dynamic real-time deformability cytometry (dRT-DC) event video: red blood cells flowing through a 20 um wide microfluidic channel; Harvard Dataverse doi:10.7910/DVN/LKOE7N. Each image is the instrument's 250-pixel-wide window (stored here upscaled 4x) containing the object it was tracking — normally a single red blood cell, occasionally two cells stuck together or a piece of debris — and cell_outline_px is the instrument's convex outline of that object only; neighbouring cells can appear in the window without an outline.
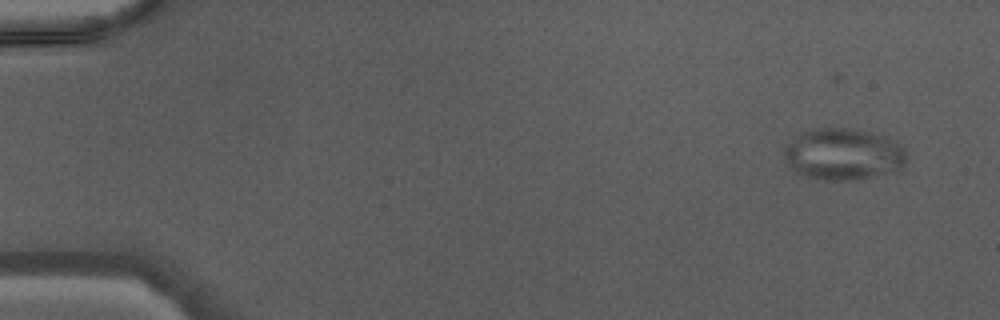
{"species": "Egyptian fruit bat (a non-hibernating species)", "species_latin": "Rousettus aegyptiacus", "temperature_condition": "warm", "stored_images_in_passage": 44, "camera_frame_rate_fps": 3000, "um_per_image_px": 0.085, "animal": {"sex": "male"}, "frame": {"image": 1, "passage_image": 1, "time_ms": 0.0, "image_size_px": [1000, 320], "cell_outline_px": [[908, 156], [904, 164], [900, 168], [892, 172], [852, 180], [824, 180], [808, 176], [796, 172], [784, 160], [784, 144], [796, 136], [804, 132], [816, 128], [848, 128], [888, 136], [896, 140], [904, 148]], "centroid_in_image_um": [71.69, 13.09], "position_along_channel_um": 13.3, "area_um2": 36.99}}
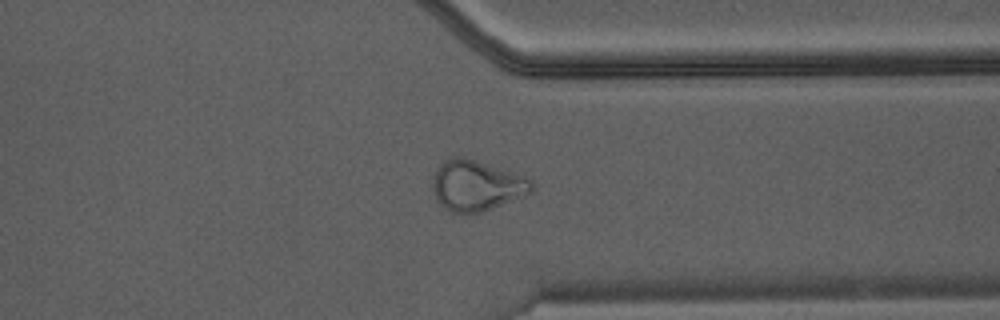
{"frame": {"image": 2, "passage_image": 34, "time_ms": 11.0, "image_size_px": [1000, 320], "cell_outline_px": [[536, 184], [532, 192], [524, 196], [480, 212], [460, 216], [448, 212], [436, 200], [432, 188], [432, 176], [436, 168], [444, 160], [452, 156], [460, 156], [476, 160], [528, 176]], "centroid_in_image_um": [40.49, 15.78], "position_along_channel_um": 370.9, "area_um2": 30.06}}
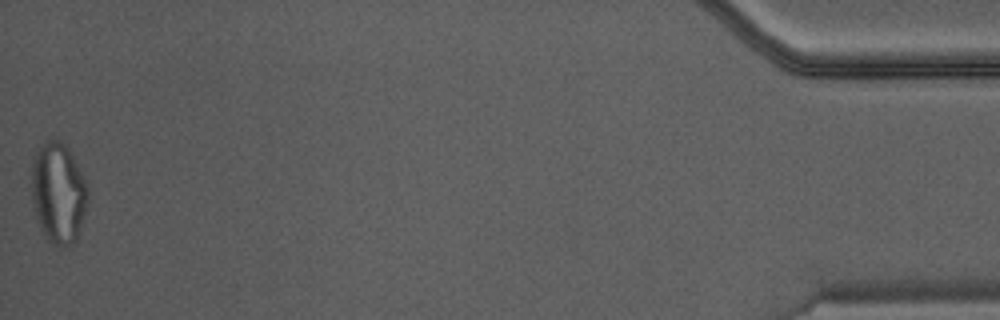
{"frame": {"image": 3, "passage_image": 44, "time_ms": 14.333, "image_size_px": [1000, 320], "cell_outline_px": [[88, 200], [76, 240], [72, 244], [64, 248], [56, 248], [44, 236], [36, 216], [32, 200], [32, 160], [36, 152], [48, 136], [56, 136], [68, 148], [88, 180]], "centroid_in_image_um": [4.97, 16.36], "position_along_channel_um": 430.2, "area_um2": 33.81}}